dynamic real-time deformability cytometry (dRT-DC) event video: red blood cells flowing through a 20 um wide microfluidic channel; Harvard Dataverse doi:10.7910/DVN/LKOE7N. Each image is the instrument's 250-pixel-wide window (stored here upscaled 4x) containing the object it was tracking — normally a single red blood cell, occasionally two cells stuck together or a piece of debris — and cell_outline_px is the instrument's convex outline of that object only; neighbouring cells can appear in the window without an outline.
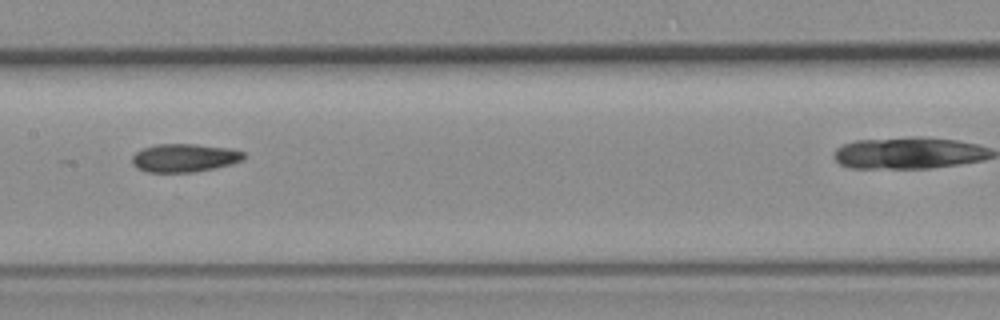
{"species": "common noctule bat (a hibernating species)", "species_latin": "Nyctalus noctula", "temperature_condition": "room temperature", "stored_images_in_passage": 10, "camera_frame_rate_fps": 3000, "um_per_image_px": 0.085, "animal": {"sex": "female", "body_mass_g": 19.3, "forearm_length_mm": 54.1}, "frame": {"image": 1, "passage_image": 7, "time_ms": 7.0, "image_size_px": [1000, 320], "cell_outline_px": [[244, 156], [240, 160], [232, 164], [216, 168], [192, 172], [148, 172], [136, 168], [132, 164], [132, 156], [136, 152], [144, 148], [156, 144], [196, 144], [232, 148], [244, 152]], "centroid_in_image_um": [15.67, 13.42], "position_along_channel_um": 191.7, "area_um2": 18.44}}
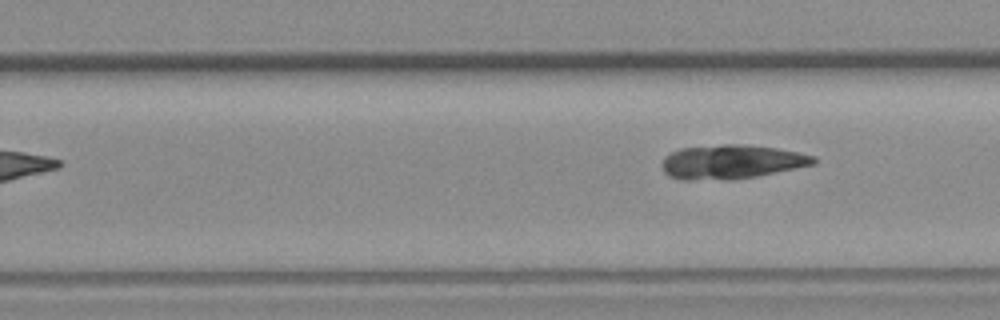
{"frame": {"image": 2, "passage_image": 10, "time_ms": 10.667, "image_size_px": [1000, 320], "cell_outline_px": [[816, 164], [756, 176], [732, 180], [680, 180], [668, 176], [664, 172], [660, 164], [664, 156], [680, 148], [724, 144], [740, 144], [776, 148], [816, 156]], "centroid_in_image_um": [62.12, 13.77], "position_along_channel_um": 267.7, "area_um2": 30.35}}